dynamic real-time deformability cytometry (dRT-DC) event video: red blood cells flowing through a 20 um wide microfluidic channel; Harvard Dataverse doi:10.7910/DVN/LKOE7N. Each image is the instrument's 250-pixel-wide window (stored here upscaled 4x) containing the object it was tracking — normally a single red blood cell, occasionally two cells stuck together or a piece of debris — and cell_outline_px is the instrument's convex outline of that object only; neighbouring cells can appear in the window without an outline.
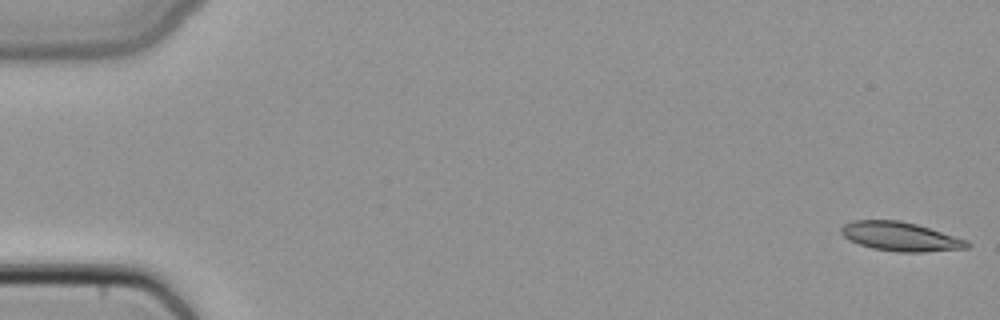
{"species": "common noctule bat (a hibernating species)", "species_latin": "Nyctalus noctula", "temperature_condition": "cold", "stored_images_in_passage": 2, "camera_frame_rate_fps": 3000, "um_per_image_px": 0.085, "animal": {"sex": "female", "body_mass_g": 22.7, "forearm_length_mm": 54.2}, "frame": {"image": 1, "passage_image": 2, "time_ms": 0.333, "image_size_px": [1000, 320], "cell_outline_px": [[972, 244], [968, 248], [924, 252], [900, 252], [872, 248], [848, 240], [840, 232], [840, 228], [844, 224], [852, 220], [900, 220], [916, 224], [968, 240]], "centroid_in_image_um": [76.54, 20.1], "position_along_channel_um": 8.5, "area_um2": 21.33}}